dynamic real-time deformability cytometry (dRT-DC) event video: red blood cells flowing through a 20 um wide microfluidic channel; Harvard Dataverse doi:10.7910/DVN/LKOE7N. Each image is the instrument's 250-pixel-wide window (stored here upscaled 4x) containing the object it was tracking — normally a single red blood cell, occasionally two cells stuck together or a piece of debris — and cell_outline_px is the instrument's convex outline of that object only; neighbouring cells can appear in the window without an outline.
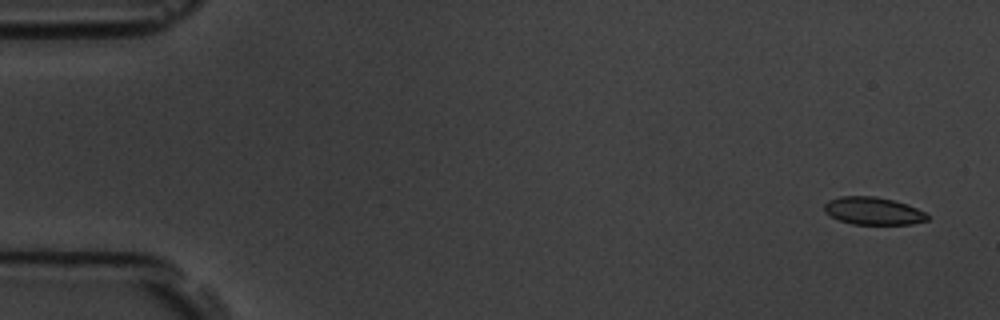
{"species": "common noctule bat (a hibernating species)", "species_latin": "Nyctalus noctula", "temperature_condition": "room temperature", "stored_images_in_passage": 5, "camera_frame_rate_fps": 3000, "um_per_image_px": 0.085, "animal": {"sex": "male", "body_mass_g": 19.5, "forearm_length_mm": 54.6}, "frame": {"image": 1, "passage_image": 1, "time_ms": 0.0, "image_size_px": [1000, 320], "cell_outline_px": [[928, 220], [912, 224], [852, 224], [840, 220], [824, 212], [824, 204], [828, 200], [840, 196], [876, 196], [908, 204], [924, 212], [928, 216]], "centroid_in_image_um": [74.21, 17.92], "position_along_channel_um": 10.8, "area_um2": 16.53}}
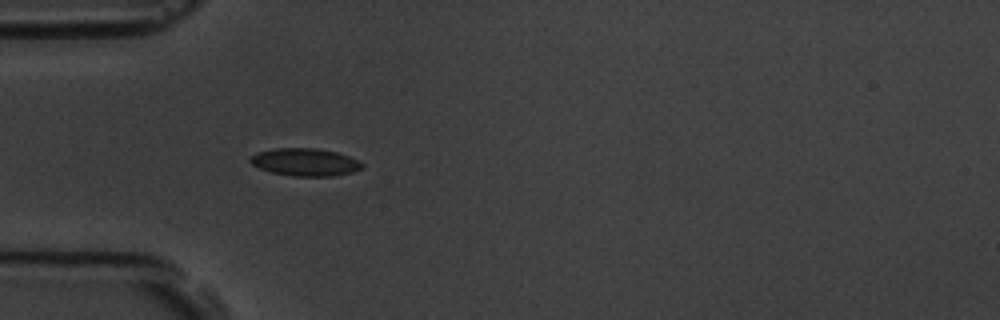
{"frame": {"image": 2, "passage_image": 5, "time_ms": 4.667, "image_size_px": [1000, 320], "cell_outline_px": [[364, 168], [352, 172], [332, 176], [292, 176], [272, 172], [260, 168], [252, 164], [248, 160], [252, 156], [260, 152], [272, 148], [316, 148], [336, 152], [348, 156], [364, 164]], "centroid_in_image_um": [25.95, 13.78], "position_along_channel_um": 59.1, "area_um2": 17.86}}